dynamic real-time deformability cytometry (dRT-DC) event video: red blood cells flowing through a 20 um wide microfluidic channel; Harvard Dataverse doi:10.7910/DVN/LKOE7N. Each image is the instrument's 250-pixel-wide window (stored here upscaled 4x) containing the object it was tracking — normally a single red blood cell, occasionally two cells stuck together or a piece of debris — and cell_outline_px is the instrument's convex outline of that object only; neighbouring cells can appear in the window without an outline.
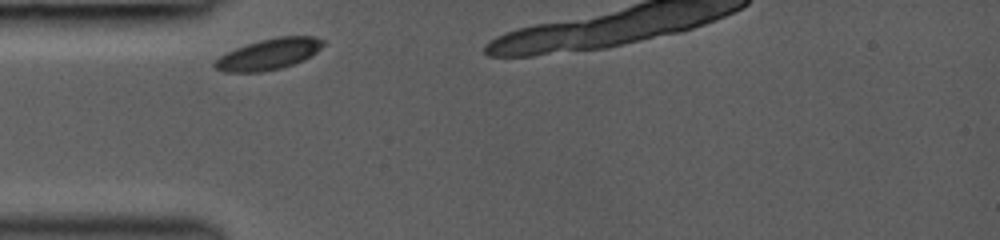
{"species": "common noctule bat (a hibernating species)", "species_latin": "Nyctalus noctula", "temperature_condition": "room temperature", "stored_images_in_passage": 5, "camera_frame_rate_fps": 3000, "um_per_image_px": 0.085, "animal": {"sex": "female", "body_mass_g": 19.0, "forearm_length_mm": 53.3}, "frame": {"image": 1, "passage_image": 1, "time_ms": 0.0, "image_size_px": [1000, 240], "cell_outline_px": [[324, 44], [316, 52], [304, 60], [280, 68], [260, 72], [224, 72], [216, 68], [212, 64], [220, 56], [236, 48], [260, 40], [276, 36], [312, 36], [324, 40]], "centroid_in_image_um": [22.85, 4.6], "position_along_channel_um": 62.2, "area_um2": 19.36}}
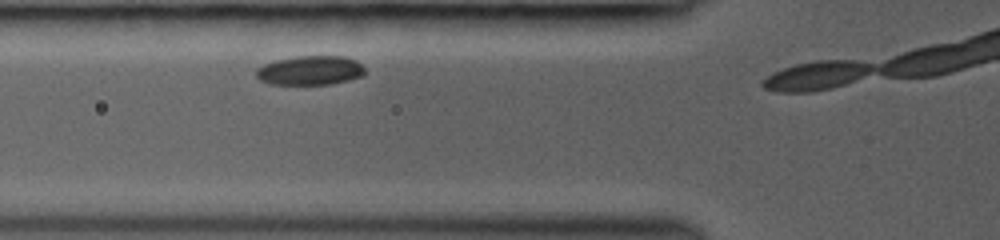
{"frame": {"image": 2, "passage_image": 4, "time_ms": 1.0, "image_size_px": [1000, 240], "cell_outline_px": [[364, 76], [332, 84], [272, 84], [260, 80], [256, 76], [256, 68], [264, 64], [276, 60], [296, 56], [344, 56], [356, 60], [364, 68]], "centroid_in_image_um": [26.37, 5.98], "position_along_channel_um": 99.4, "area_um2": 18.55}}